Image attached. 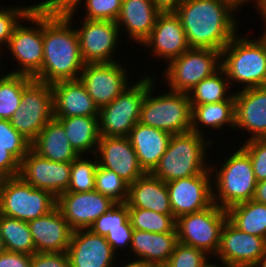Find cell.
Segmentation results:
<instances>
[{
  "label": "cell",
  "instance_id": "6da1fadb",
  "mask_svg": "<svg viewBox=\"0 0 266 267\" xmlns=\"http://www.w3.org/2000/svg\"><path fill=\"white\" fill-rule=\"evenodd\" d=\"M74 12L63 13L43 8V63L33 78L52 84L79 79L84 68L76 28L71 25Z\"/></svg>",
  "mask_w": 266,
  "mask_h": 267
},
{
  "label": "cell",
  "instance_id": "7a4b0ae2",
  "mask_svg": "<svg viewBox=\"0 0 266 267\" xmlns=\"http://www.w3.org/2000/svg\"><path fill=\"white\" fill-rule=\"evenodd\" d=\"M235 10L238 8L227 0H185L174 12L190 48L221 52L238 33Z\"/></svg>",
  "mask_w": 266,
  "mask_h": 267
},
{
  "label": "cell",
  "instance_id": "3957f363",
  "mask_svg": "<svg viewBox=\"0 0 266 267\" xmlns=\"http://www.w3.org/2000/svg\"><path fill=\"white\" fill-rule=\"evenodd\" d=\"M221 68L231 86L240 83L242 90L266 86V40L236 34L221 51Z\"/></svg>",
  "mask_w": 266,
  "mask_h": 267
},
{
  "label": "cell",
  "instance_id": "277c9868",
  "mask_svg": "<svg viewBox=\"0 0 266 267\" xmlns=\"http://www.w3.org/2000/svg\"><path fill=\"white\" fill-rule=\"evenodd\" d=\"M210 144L213 141L193 131L171 135L166 152L151 174L167 183L206 172L210 169L206 159Z\"/></svg>",
  "mask_w": 266,
  "mask_h": 267
},
{
  "label": "cell",
  "instance_id": "5b68a950",
  "mask_svg": "<svg viewBox=\"0 0 266 267\" xmlns=\"http://www.w3.org/2000/svg\"><path fill=\"white\" fill-rule=\"evenodd\" d=\"M231 154L219 167L210 165L213 203L225 210L253 199L257 185L249 155L241 147Z\"/></svg>",
  "mask_w": 266,
  "mask_h": 267
},
{
  "label": "cell",
  "instance_id": "8992f818",
  "mask_svg": "<svg viewBox=\"0 0 266 267\" xmlns=\"http://www.w3.org/2000/svg\"><path fill=\"white\" fill-rule=\"evenodd\" d=\"M153 79L150 76V88L143 99L138 122L171 135L190 132L192 108L188 93L169 90L154 96Z\"/></svg>",
  "mask_w": 266,
  "mask_h": 267
},
{
  "label": "cell",
  "instance_id": "52a82bcc",
  "mask_svg": "<svg viewBox=\"0 0 266 267\" xmlns=\"http://www.w3.org/2000/svg\"><path fill=\"white\" fill-rule=\"evenodd\" d=\"M57 207V198L46 190L33 187L19 175L0 179V213L29 222Z\"/></svg>",
  "mask_w": 266,
  "mask_h": 267
},
{
  "label": "cell",
  "instance_id": "ba28073f",
  "mask_svg": "<svg viewBox=\"0 0 266 267\" xmlns=\"http://www.w3.org/2000/svg\"><path fill=\"white\" fill-rule=\"evenodd\" d=\"M150 75H145L101 107L98 113L100 137H128L139 121L143 99L150 88ZM130 86V87H129Z\"/></svg>",
  "mask_w": 266,
  "mask_h": 267
},
{
  "label": "cell",
  "instance_id": "9c48e42d",
  "mask_svg": "<svg viewBox=\"0 0 266 267\" xmlns=\"http://www.w3.org/2000/svg\"><path fill=\"white\" fill-rule=\"evenodd\" d=\"M227 219L226 210L214 203L204 210L182 215L176 219L178 242L201 249L209 257L215 256Z\"/></svg>",
  "mask_w": 266,
  "mask_h": 267
},
{
  "label": "cell",
  "instance_id": "30bf717a",
  "mask_svg": "<svg viewBox=\"0 0 266 267\" xmlns=\"http://www.w3.org/2000/svg\"><path fill=\"white\" fill-rule=\"evenodd\" d=\"M27 26L21 22L11 34L7 50L17 62L19 68L10 73L26 75L34 78L42 68L43 63V8L35 6L25 17Z\"/></svg>",
  "mask_w": 266,
  "mask_h": 267
},
{
  "label": "cell",
  "instance_id": "8fae6325",
  "mask_svg": "<svg viewBox=\"0 0 266 267\" xmlns=\"http://www.w3.org/2000/svg\"><path fill=\"white\" fill-rule=\"evenodd\" d=\"M221 68V52L213 49L190 48L171 60L165 69L169 90L188 93L201 80Z\"/></svg>",
  "mask_w": 266,
  "mask_h": 267
},
{
  "label": "cell",
  "instance_id": "7c38bea8",
  "mask_svg": "<svg viewBox=\"0 0 266 267\" xmlns=\"http://www.w3.org/2000/svg\"><path fill=\"white\" fill-rule=\"evenodd\" d=\"M53 118L51 84L33 79L23 89L20 107L9 121L16 131L32 142Z\"/></svg>",
  "mask_w": 266,
  "mask_h": 267
},
{
  "label": "cell",
  "instance_id": "4fadbf2b",
  "mask_svg": "<svg viewBox=\"0 0 266 267\" xmlns=\"http://www.w3.org/2000/svg\"><path fill=\"white\" fill-rule=\"evenodd\" d=\"M79 79L99 109L118 97L130 80L120 60L113 63H87Z\"/></svg>",
  "mask_w": 266,
  "mask_h": 267
},
{
  "label": "cell",
  "instance_id": "5bb4252c",
  "mask_svg": "<svg viewBox=\"0 0 266 267\" xmlns=\"http://www.w3.org/2000/svg\"><path fill=\"white\" fill-rule=\"evenodd\" d=\"M76 28L82 60L87 63H113L120 31L116 22L82 19ZM113 56V57H112ZM114 58V59H113ZM116 60V61H115Z\"/></svg>",
  "mask_w": 266,
  "mask_h": 267
},
{
  "label": "cell",
  "instance_id": "9a60e30c",
  "mask_svg": "<svg viewBox=\"0 0 266 267\" xmlns=\"http://www.w3.org/2000/svg\"><path fill=\"white\" fill-rule=\"evenodd\" d=\"M212 173L167 182L171 210L175 219L198 212L213 204Z\"/></svg>",
  "mask_w": 266,
  "mask_h": 267
},
{
  "label": "cell",
  "instance_id": "2e32d148",
  "mask_svg": "<svg viewBox=\"0 0 266 267\" xmlns=\"http://www.w3.org/2000/svg\"><path fill=\"white\" fill-rule=\"evenodd\" d=\"M266 255V240L235 227L228 219L221 232L220 244L214 256L230 267H248Z\"/></svg>",
  "mask_w": 266,
  "mask_h": 267
},
{
  "label": "cell",
  "instance_id": "e0dca14e",
  "mask_svg": "<svg viewBox=\"0 0 266 267\" xmlns=\"http://www.w3.org/2000/svg\"><path fill=\"white\" fill-rule=\"evenodd\" d=\"M70 174V162L51 161L32 149L20 162L19 176L33 187L49 191L56 198L67 191Z\"/></svg>",
  "mask_w": 266,
  "mask_h": 267
},
{
  "label": "cell",
  "instance_id": "ac0fdd59",
  "mask_svg": "<svg viewBox=\"0 0 266 267\" xmlns=\"http://www.w3.org/2000/svg\"><path fill=\"white\" fill-rule=\"evenodd\" d=\"M115 204L96 190L90 192H64L57 198V207L70 228L89 229L93 222Z\"/></svg>",
  "mask_w": 266,
  "mask_h": 267
},
{
  "label": "cell",
  "instance_id": "d6986e66",
  "mask_svg": "<svg viewBox=\"0 0 266 267\" xmlns=\"http://www.w3.org/2000/svg\"><path fill=\"white\" fill-rule=\"evenodd\" d=\"M141 45L145 46L144 49H150L152 56L164 59L167 64L190 49L185 30L174 11L158 15L153 30Z\"/></svg>",
  "mask_w": 266,
  "mask_h": 267
},
{
  "label": "cell",
  "instance_id": "ffe728a7",
  "mask_svg": "<svg viewBox=\"0 0 266 267\" xmlns=\"http://www.w3.org/2000/svg\"><path fill=\"white\" fill-rule=\"evenodd\" d=\"M95 155L100 167L114 171L128 184L145 174L128 137H100Z\"/></svg>",
  "mask_w": 266,
  "mask_h": 267
},
{
  "label": "cell",
  "instance_id": "44dd1931",
  "mask_svg": "<svg viewBox=\"0 0 266 267\" xmlns=\"http://www.w3.org/2000/svg\"><path fill=\"white\" fill-rule=\"evenodd\" d=\"M67 253L70 267H113L117 260L105 236L89 229L72 232Z\"/></svg>",
  "mask_w": 266,
  "mask_h": 267
},
{
  "label": "cell",
  "instance_id": "7402d4cb",
  "mask_svg": "<svg viewBox=\"0 0 266 267\" xmlns=\"http://www.w3.org/2000/svg\"><path fill=\"white\" fill-rule=\"evenodd\" d=\"M238 91L234 93V131L246 130L251 133L249 140L266 138V86Z\"/></svg>",
  "mask_w": 266,
  "mask_h": 267
},
{
  "label": "cell",
  "instance_id": "603a6c76",
  "mask_svg": "<svg viewBox=\"0 0 266 267\" xmlns=\"http://www.w3.org/2000/svg\"><path fill=\"white\" fill-rule=\"evenodd\" d=\"M51 86L54 118L98 117L99 108L80 79L61 80Z\"/></svg>",
  "mask_w": 266,
  "mask_h": 267
},
{
  "label": "cell",
  "instance_id": "cb8c5ba5",
  "mask_svg": "<svg viewBox=\"0 0 266 267\" xmlns=\"http://www.w3.org/2000/svg\"><path fill=\"white\" fill-rule=\"evenodd\" d=\"M35 252H65L73 230L56 207L48 214L28 222Z\"/></svg>",
  "mask_w": 266,
  "mask_h": 267
},
{
  "label": "cell",
  "instance_id": "d4e9b609",
  "mask_svg": "<svg viewBox=\"0 0 266 267\" xmlns=\"http://www.w3.org/2000/svg\"><path fill=\"white\" fill-rule=\"evenodd\" d=\"M161 12L153 0H122L116 23L119 31L126 29L128 37L141 45L150 35Z\"/></svg>",
  "mask_w": 266,
  "mask_h": 267
},
{
  "label": "cell",
  "instance_id": "484cf974",
  "mask_svg": "<svg viewBox=\"0 0 266 267\" xmlns=\"http://www.w3.org/2000/svg\"><path fill=\"white\" fill-rule=\"evenodd\" d=\"M178 243L177 229L167 233H151L133 230L130 246L135 259L142 260L152 267H163Z\"/></svg>",
  "mask_w": 266,
  "mask_h": 267
},
{
  "label": "cell",
  "instance_id": "4316f807",
  "mask_svg": "<svg viewBox=\"0 0 266 267\" xmlns=\"http://www.w3.org/2000/svg\"><path fill=\"white\" fill-rule=\"evenodd\" d=\"M171 134L140 124L130 131L128 136L134 148L140 167L145 173H151L166 152Z\"/></svg>",
  "mask_w": 266,
  "mask_h": 267
},
{
  "label": "cell",
  "instance_id": "83f0119b",
  "mask_svg": "<svg viewBox=\"0 0 266 267\" xmlns=\"http://www.w3.org/2000/svg\"><path fill=\"white\" fill-rule=\"evenodd\" d=\"M128 207L153 210L161 214H173L166 182L145 173L134 183L129 184Z\"/></svg>",
  "mask_w": 266,
  "mask_h": 267
},
{
  "label": "cell",
  "instance_id": "f1b7e54d",
  "mask_svg": "<svg viewBox=\"0 0 266 267\" xmlns=\"http://www.w3.org/2000/svg\"><path fill=\"white\" fill-rule=\"evenodd\" d=\"M31 149L54 162H72L79 154L71 146L63 126L51 119L31 142Z\"/></svg>",
  "mask_w": 266,
  "mask_h": 267
},
{
  "label": "cell",
  "instance_id": "f546056e",
  "mask_svg": "<svg viewBox=\"0 0 266 267\" xmlns=\"http://www.w3.org/2000/svg\"><path fill=\"white\" fill-rule=\"evenodd\" d=\"M54 119L63 126L71 146L79 155L88 156L90 152L95 155L100 140L98 117L80 116Z\"/></svg>",
  "mask_w": 266,
  "mask_h": 267
},
{
  "label": "cell",
  "instance_id": "4dcf8cb0",
  "mask_svg": "<svg viewBox=\"0 0 266 267\" xmlns=\"http://www.w3.org/2000/svg\"><path fill=\"white\" fill-rule=\"evenodd\" d=\"M191 131L204 136L202 127L223 129V126L235 129V101L226 100L216 103L191 105ZM201 124V125H200ZM230 126V127H229Z\"/></svg>",
  "mask_w": 266,
  "mask_h": 267
},
{
  "label": "cell",
  "instance_id": "1f68e13d",
  "mask_svg": "<svg viewBox=\"0 0 266 267\" xmlns=\"http://www.w3.org/2000/svg\"><path fill=\"white\" fill-rule=\"evenodd\" d=\"M226 212L235 227L266 240V204L251 199L231 206Z\"/></svg>",
  "mask_w": 266,
  "mask_h": 267
},
{
  "label": "cell",
  "instance_id": "d6a6232c",
  "mask_svg": "<svg viewBox=\"0 0 266 267\" xmlns=\"http://www.w3.org/2000/svg\"><path fill=\"white\" fill-rule=\"evenodd\" d=\"M229 84L225 71L220 68L213 75L201 80L188 92L190 104L201 105L234 100V93L228 92L231 90Z\"/></svg>",
  "mask_w": 266,
  "mask_h": 267
},
{
  "label": "cell",
  "instance_id": "836d02e7",
  "mask_svg": "<svg viewBox=\"0 0 266 267\" xmlns=\"http://www.w3.org/2000/svg\"><path fill=\"white\" fill-rule=\"evenodd\" d=\"M1 234L6 251L26 255L35 253L34 241L28 222L2 215Z\"/></svg>",
  "mask_w": 266,
  "mask_h": 267
},
{
  "label": "cell",
  "instance_id": "e575fe53",
  "mask_svg": "<svg viewBox=\"0 0 266 267\" xmlns=\"http://www.w3.org/2000/svg\"><path fill=\"white\" fill-rule=\"evenodd\" d=\"M1 71V70H0ZM33 80L20 74H0V119L10 120L22 101L23 89Z\"/></svg>",
  "mask_w": 266,
  "mask_h": 267
},
{
  "label": "cell",
  "instance_id": "d590c367",
  "mask_svg": "<svg viewBox=\"0 0 266 267\" xmlns=\"http://www.w3.org/2000/svg\"><path fill=\"white\" fill-rule=\"evenodd\" d=\"M129 220L133 229L151 233H167L176 229L173 214H161L153 210L128 207Z\"/></svg>",
  "mask_w": 266,
  "mask_h": 267
},
{
  "label": "cell",
  "instance_id": "8d00e7d4",
  "mask_svg": "<svg viewBox=\"0 0 266 267\" xmlns=\"http://www.w3.org/2000/svg\"><path fill=\"white\" fill-rule=\"evenodd\" d=\"M85 159L79 155L71 162L70 184L66 192H90L95 189V172L98 167L96 155Z\"/></svg>",
  "mask_w": 266,
  "mask_h": 267
},
{
  "label": "cell",
  "instance_id": "74e56055",
  "mask_svg": "<svg viewBox=\"0 0 266 267\" xmlns=\"http://www.w3.org/2000/svg\"><path fill=\"white\" fill-rule=\"evenodd\" d=\"M115 203H126L129 184L114 171L98 165L95 172V189Z\"/></svg>",
  "mask_w": 266,
  "mask_h": 267
},
{
  "label": "cell",
  "instance_id": "f35d334b",
  "mask_svg": "<svg viewBox=\"0 0 266 267\" xmlns=\"http://www.w3.org/2000/svg\"><path fill=\"white\" fill-rule=\"evenodd\" d=\"M81 2L85 10L83 19L108 20L113 22H116L122 5V0H79L71 9L75 14L78 11V7H81Z\"/></svg>",
  "mask_w": 266,
  "mask_h": 267
},
{
  "label": "cell",
  "instance_id": "ab89813d",
  "mask_svg": "<svg viewBox=\"0 0 266 267\" xmlns=\"http://www.w3.org/2000/svg\"><path fill=\"white\" fill-rule=\"evenodd\" d=\"M0 148H5L19 162L31 149V142L16 131L9 120L0 121Z\"/></svg>",
  "mask_w": 266,
  "mask_h": 267
},
{
  "label": "cell",
  "instance_id": "60d3db41",
  "mask_svg": "<svg viewBox=\"0 0 266 267\" xmlns=\"http://www.w3.org/2000/svg\"><path fill=\"white\" fill-rule=\"evenodd\" d=\"M208 256L201 249L178 242L168 262L163 267H205L213 258Z\"/></svg>",
  "mask_w": 266,
  "mask_h": 267
},
{
  "label": "cell",
  "instance_id": "b9f144b4",
  "mask_svg": "<svg viewBox=\"0 0 266 267\" xmlns=\"http://www.w3.org/2000/svg\"><path fill=\"white\" fill-rule=\"evenodd\" d=\"M30 4L20 7H0V52L2 53V47H7L11 34L14 28L20 23V21H25V17L32 11L36 6ZM9 7V8H8ZM20 20V21H18ZM5 45V46H2Z\"/></svg>",
  "mask_w": 266,
  "mask_h": 267
},
{
  "label": "cell",
  "instance_id": "7bdbcfd3",
  "mask_svg": "<svg viewBox=\"0 0 266 267\" xmlns=\"http://www.w3.org/2000/svg\"><path fill=\"white\" fill-rule=\"evenodd\" d=\"M129 219V209L126 203H115L106 213L97 218L89 227L95 234L106 236L109 230L122 228Z\"/></svg>",
  "mask_w": 266,
  "mask_h": 267
},
{
  "label": "cell",
  "instance_id": "ee69618b",
  "mask_svg": "<svg viewBox=\"0 0 266 267\" xmlns=\"http://www.w3.org/2000/svg\"><path fill=\"white\" fill-rule=\"evenodd\" d=\"M241 148L250 157L256 181L266 180V138L247 139Z\"/></svg>",
  "mask_w": 266,
  "mask_h": 267
},
{
  "label": "cell",
  "instance_id": "f6af8a7d",
  "mask_svg": "<svg viewBox=\"0 0 266 267\" xmlns=\"http://www.w3.org/2000/svg\"><path fill=\"white\" fill-rule=\"evenodd\" d=\"M31 267H70L67 251L35 252L30 255Z\"/></svg>",
  "mask_w": 266,
  "mask_h": 267
},
{
  "label": "cell",
  "instance_id": "bcb514c9",
  "mask_svg": "<svg viewBox=\"0 0 266 267\" xmlns=\"http://www.w3.org/2000/svg\"><path fill=\"white\" fill-rule=\"evenodd\" d=\"M133 230L129 219L122 225V228L109 230L105 238L115 254L119 249L123 250L126 247L130 249Z\"/></svg>",
  "mask_w": 266,
  "mask_h": 267
},
{
  "label": "cell",
  "instance_id": "7dc6e473",
  "mask_svg": "<svg viewBox=\"0 0 266 267\" xmlns=\"http://www.w3.org/2000/svg\"><path fill=\"white\" fill-rule=\"evenodd\" d=\"M20 162L5 148H0V179L18 176Z\"/></svg>",
  "mask_w": 266,
  "mask_h": 267
},
{
  "label": "cell",
  "instance_id": "c3c4849f",
  "mask_svg": "<svg viewBox=\"0 0 266 267\" xmlns=\"http://www.w3.org/2000/svg\"><path fill=\"white\" fill-rule=\"evenodd\" d=\"M0 267H31L30 255L5 251L0 254Z\"/></svg>",
  "mask_w": 266,
  "mask_h": 267
},
{
  "label": "cell",
  "instance_id": "681fc988",
  "mask_svg": "<svg viewBox=\"0 0 266 267\" xmlns=\"http://www.w3.org/2000/svg\"><path fill=\"white\" fill-rule=\"evenodd\" d=\"M78 2L79 0H41L36 3V5L63 13L64 11L72 9Z\"/></svg>",
  "mask_w": 266,
  "mask_h": 267
},
{
  "label": "cell",
  "instance_id": "f907efd6",
  "mask_svg": "<svg viewBox=\"0 0 266 267\" xmlns=\"http://www.w3.org/2000/svg\"><path fill=\"white\" fill-rule=\"evenodd\" d=\"M162 12L175 11L185 0H153Z\"/></svg>",
  "mask_w": 266,
  "mask_h": 267
},
{
  "label": "cell",
  "instance_id": "816d5d0a",
  "mask_svg": "<svg viewBox=\"0 0 266 267\" xmlns=\"http://www.w3.org/2000/svg\"><path fill=\"white\" fill-rule=\"evenodd\" d=\"M253 200L266 204V180L257 182Z\"/></svg>",
  "mask_w": 266,
  "mask_h": 267
},
{
  "label": "cell",
  "instance_id": "f5cc1de1",
  "mask_svg": "<svg viewBox=\"0 0 266 267\" xmlns=\"http://www.w3.org/2000/svg\"><path fill=\"white\" fill-rule=\"evenodd\" d=\"M255 5V7L259 11L258 13H260V16L262 15L261 19H263L262 22L265 25L264 29H266V0H257Z\"/></svg>",
  "mask_w": 266,
  "mask_h": 267
},
{
  "label": "cell",
  "instance_id": "db71d44e",
  "mask_svg": "<svg viewBox=\"0 0 266 267\" xmlns=\"http://www.w3.org/2000/svg\"><path fill=\"white\" fill-rule=\"evenodd\" d=\"M116 265H114L113 267H115ZM120 267H152L149 264H147L146 262L139 260V259H135L132 260L131 262L128 261L126 262V264H124L123 266L121 265Z\"/></svg>",
  "mask_w": 266,
  "mask_h": 267
},
{
  "label": "cell",
  "instance_id": "11a10c76",
  "mask_svg": "<svg viewBox=\"0 0 266 267\" xmlns=\"http://www.w3.org/2000/svg\"><path fill=\"white\" fill-rule=\"evenodd\" d=\"M229 2H231L236 8H240L241 6H243V4L247 3V2H250L251 0H227ZM255 1V4H256V1L257 0H254Z\"/></svg>",
  "mask_w": 266,
  "mask_h": 267
},
{
  "label": "cell",
  "instance_id": "9f6ffc18",
  "mask_svg": "<svg viewBox=\"0 0 266 267\" xmlns=\"http://www.w3.org/2000/svg\"><path fill=\"white\" fill-rule=\"evenodd\" d=\"M248 267H266V255L262 260L257 261L255 263L249 265Z\"/></svg>",
  "mask_w": 266,
  "mask_h": 267
},
{
  "label": "cell",
  "instance_id": "6f0895ef",
  "mask_svg": "<svg viewBox=\"0 0 266 267\" xmlns=\"http://www.w3.org/2000/svg\"><path fill=\"white\" fill-rule=\"evenodd\" d=\"M1 216H2V214L0 213V254H2L3 252L6 251L4 241L2 239V234H1Z\"/></svg>",
  "mask_w": 266,
  "mask_h": 267
},
{
  "label": "cell",
  "instance_id": "680465c9",
  "mask_svg": "<svg viewBox=\"0 0 266 267\" xmlns=\"http://www.w3.org/2000/svg\"><path fill=\"white\" fill-rule=\"evenodd\" d=\"M230 267V266H228V265H226V264H223L222 266H221V264H220V266H218V264L216 263H212V262H209L205 267Z\"/></svg>",
  "mask_w": 266,
  "mask_h": 267
},
{
  "label": "cell",
  "instance_id": "91938a15",
  "mask_svg": "<svg viewBox=\"0 0 266 267\" xmlns=\"http://www.w3.org/2000/svg\"><path fill=\"white\" fill-rule=\"evenodd\" d=\"M261 34V36L266 40V29H263Z\"/></svg>",
  "mask_w": 266,
  "mask_h": 267
}]
</instances>
